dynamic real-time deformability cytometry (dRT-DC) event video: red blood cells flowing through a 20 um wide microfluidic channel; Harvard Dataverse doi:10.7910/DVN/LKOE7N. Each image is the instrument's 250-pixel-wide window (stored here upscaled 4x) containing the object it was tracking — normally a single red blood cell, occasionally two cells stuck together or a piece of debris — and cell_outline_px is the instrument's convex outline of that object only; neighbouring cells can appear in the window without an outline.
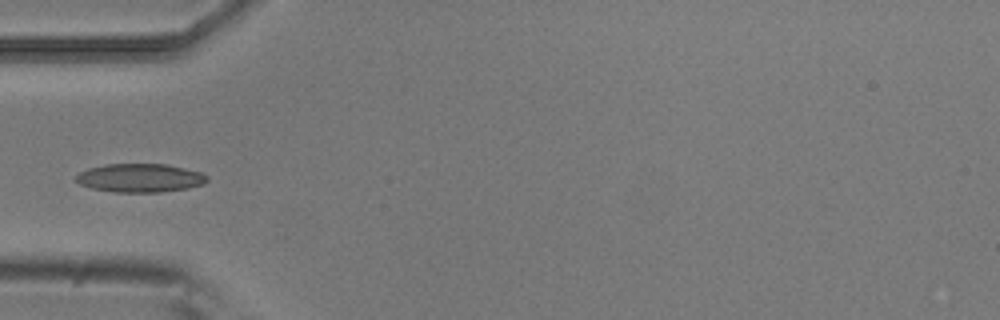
{"species": "common noctule bat (a hibernating species)", "species_latin": "Nyctalus noctula", "temperature_condition": "room temperature", "stored_images_in_passage": 6, "camera_frame_rate_fps": 3000, "um_per_image_px": 0.085, "animal": {"sex": "male", "body_mass_g": 20.5, "forearm_length_mm": 52.5}, "frame": {"image": 1, "passage_image": 5, "time_ms": 1.333, "image_size_px": [1000, 320], "cell_outline_px": [[208, 180], [204, 184], [188, 188], [160, 192], [112, 192], [92, 188], [80, 184], [76, 180], [76, 176], [80, 172], [88, 168], [104, 164], [168, 164], [200, 172], [208, 176]], "centroid_in_image_um": [11.91, 15.12], "position_along_channel_um": 73.1, "area_um2": 21.85}}